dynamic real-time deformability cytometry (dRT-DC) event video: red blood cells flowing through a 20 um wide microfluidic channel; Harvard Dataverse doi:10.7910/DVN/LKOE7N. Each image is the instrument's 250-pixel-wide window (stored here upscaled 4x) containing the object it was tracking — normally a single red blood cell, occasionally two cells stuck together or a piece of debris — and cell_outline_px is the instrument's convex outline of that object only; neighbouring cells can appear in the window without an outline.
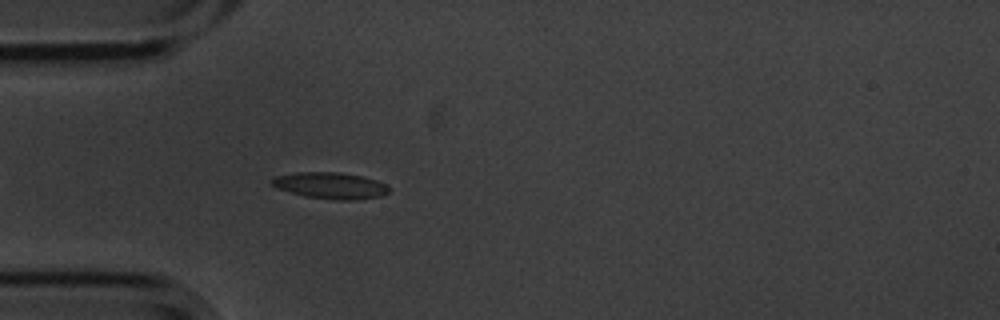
{"species": "common noctule bat (a hibernating species)", "species_latin": "Nyctalus noctula", "temperature_condition": "cold", "stored_images_in_passage": 4, "camera_frame_rate_fps": 3000, "um_per_image_px": 0.085, "animal": {"sex": "male", "body_mass_g": 20.1, "forearm_length_mm": 53.5}, "frame": {"image": 1, "passage_image": 4, "time_ms": 1.0, "image_size_px": [1000, 320], "cell_outline_px": [[388, 192], [380, 196], [352, 200], [340, 200], [304, 196], [276, 188], [272, 184], [272, 180], [276, 176], [296, 172], [340, 172], [364, 176], [388, 184]], "centroid_in_image_um": [28.1, 15.76], "position_along_channel_um": 56.9, "area_um2": 17.98}}